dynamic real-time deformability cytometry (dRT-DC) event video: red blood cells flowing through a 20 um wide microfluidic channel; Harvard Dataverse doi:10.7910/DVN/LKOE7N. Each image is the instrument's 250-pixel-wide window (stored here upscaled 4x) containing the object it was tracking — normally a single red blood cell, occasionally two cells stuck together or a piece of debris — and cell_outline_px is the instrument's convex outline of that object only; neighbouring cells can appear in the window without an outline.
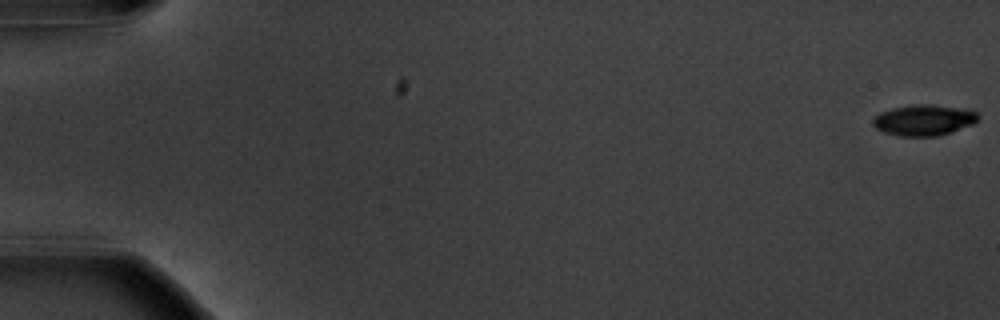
{"species": "common noctule bat (a hibernating species)", "species_latin": "Nyctalus noctula", "temperature_condition": "warm", "stored_images_in_passage": 9, "camera_frame_rate_fps": 3000, "um_per_image_px": 0.085, "animal": {"sex": "male", "body_mass_g": 20.1, "forearm_length_mm": 53.5}, "frame": {"image": 1, "passage_image": 1, "time_ms": 0.0, "image_size_px": [1000, 320], "cell_outline_px": [[980, 116], [972, 124], [952, 132], [940, 136], [900, 136], [884, 132], [876, 128], [872, 124], [872, 120], [880, 112], [892, 108], [920, 104], [924, 104], [972, 108]], "centroid_in_image_um": [78.57, 10.2], "position_along_channel_um": 6.4, "area_um2": 19.07}}